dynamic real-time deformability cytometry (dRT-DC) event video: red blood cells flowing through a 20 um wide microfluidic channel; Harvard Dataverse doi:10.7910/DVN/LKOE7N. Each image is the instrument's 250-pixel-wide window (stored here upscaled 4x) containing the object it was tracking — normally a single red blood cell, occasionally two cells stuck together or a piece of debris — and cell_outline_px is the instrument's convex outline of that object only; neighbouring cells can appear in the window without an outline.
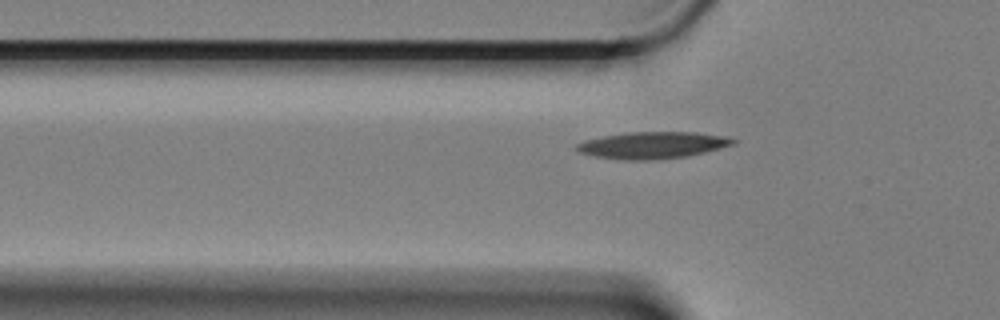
{"species": "Egyptian fruit bat (a non-hibernating species)", "species_latin": "Rousettus aegyptiacus", "temperature_condition": "cold", "stored_images_in_passage": 39, "camera_frame_rate_fps": 3000, "um_per_image_px": 0.085, "animal": {"sex": "female"}, "frame": {"image": 1, "passage_image": 5, "time_ms": 1.333, "image_size_px": [1000, 320], "cell_outline_px": [[740, 140], [736, 144], [688, 156], [652, 160], [624, 160], [596, 156], [576, 152], [576, 144], [584, 140], [604, 136], [628, 132], [696, 132], [724, 136]], "centroid_in_image_um": [55.49, 12.34], "position_along_channel_um": 70.3, "area_um2": 24.51}}
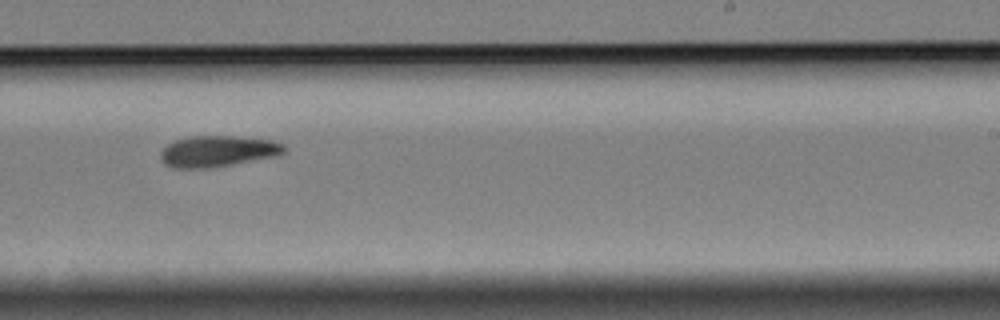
{"frame": {"image": 2, "passage_image": 23, "time_ms": 7.333, "image_size_px": [1000, 320], "cell_outline_px": [[288, 148], [284, 152], [272, 156], [208, 168], [172, 168], [164, 164], [160, 160], [160, 152], [168, 144], [176, 140], [192, 136], [240, 136], [272, 140], [284, 144]], "centroid_in_image_um": [18.47, 12.84], "position_along_channel_um": 270.5, "area_um2": 22.25}}
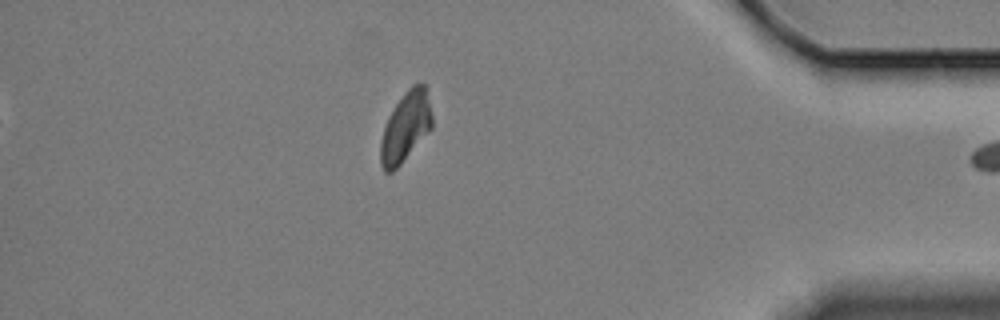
{"frame": {"image": 3, "passage_image": 38, "time_ms": 12.333, "image_size_px": [1000, 320], "cell_outline_px": [[432, 128], [400, 164], [392, 172], [384, 172], [380, 164], [380, 140], [388, 116], [404, 92], [412, 84], [424, 84], [432, 116]], "centroid_in_image_um": [34.45, 10.81], "position_along_channel_um": 400.8, "area_um2": 20.69}}